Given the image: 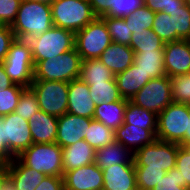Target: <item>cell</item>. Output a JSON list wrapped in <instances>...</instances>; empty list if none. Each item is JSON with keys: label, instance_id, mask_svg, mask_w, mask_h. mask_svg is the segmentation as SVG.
I'll use <instances>...</instances> for the list:
<instances>
[{"label": "cell", "instance_id": "42", "mask_svg": "<svg viewBox=\"0 0 190 190\" xmlns=\"http://www.w3.org/2000/svg\"><path fill=\"white\" fill-rule=\"evenodd\" d=\"M153 190H188L181 186V177L179 171L173 168L166 172L163 178L157 183Z\"/></svg>", "mask_w": 190, "mask_h": 190}, {"label": "cell", "instance_id": "24", "mask_svg": "<svg viewBox=\"0 0 190 190\" xmlns=\"http://www.w3.org/2000/svg\"><path fill=\"white\" fill-rule=\"evenodd\" d=\"M118 90L122 98L131 100L151 78L133 63L125 71L115 75Z\"/></svg>", "mask_w": 190, "mask_h": 190}, {"label": "cell", "instance_id": "31", "mask_svg": "<svg viewBox=\"0 0 190 190\" xmlns=\"http://www.w3.org/2000/svg\"><path fill=\"white\" fill-rule=\"evenodd\" d=\"M90 96L92 101L98 105L115 101H120L122 99L116 80H110L105 83H94V85H89Z\"/></svg>", "mask_w": 190, "mask_h": 190}, {"label": "cell", "instance_id": "48", "mask_svg": "<svg viewBox=\"0 0 190 190\" xmlns=\"http://www.w3.org/2000/svg\"><path fill=\"white\" fill-rule=\"evenodd\" d=\"M97 17L104 16L109 11V0H88Z\"/></svg>", "mask_w": 190, "mask_h": 190}, {"label": "cell", "instance_id": "17", "mask_svg": "<svg viewBox=\"0 0 190 190\" xmlns=\"http://www.w3.org/2000/svg\"><path fill=\"white\" fill-rule=\"evenodd\" d=\"M103 190H136L134 164H116L102 171Z\"/></svg>", "mask_w": 190, "mask_h": 190}, {"label": "cell", "instance_id": "21", "mask_svg": "<svg viewBox=\"0 0 190 190\" xmlns=\"http://www.w3.org/2000/svg\"><path fill=\"white\" fill-rule=\"evenodd\" d=\"M95 162V150L84 139L62 148L63 175L66 171Z\"/></svg>", "mask_w": 190, "mask_h": 190}, {"label": "cell", "instance_id": "43", "mask_svg": "<svg viewBox=\"0 0 190 190\" xmlns=\"http://www.w3.org/2000/svg\"><path fill=\"white\" fill-rule=\"evenodd\" d=\"M184 4V0H144V6L153 12H164L169 15L172 11L181 9Z\"/></svg>", "mask_w": 190, "mask_h": 190}, {"label": "cell", "instance_id": "3", "mask_svg": "<svg viewBox=\"0 0 190 190\" xmlns=\"http://www.w3.org/2000/svg\"><path fill=\"white\" fill-rule=\"evenodd\" d=\"M51 10L53 25L74 33L97 18L88 0H55Z\"/></svg>", "mask_w": 190, "mask_h": 190}, {"label": "cell", "instance_id": "27", "mask_svg": "<svg viewBox=\"0 0 190 190\" xmlns=\"http://www.w3.org/2000/svg\"><path fill=\"white\" fill-rule=\"evenodd\" d=\"M79 78L88 86L94 83H105L110 80H116L115 75L99 60H82Z\"/></svg>", "mask_w": 190, "mask_h": 190}, {"label": "cell", "instance_id": "36", "mask_svg": "<svg viewBox=\"0 0 190 190\" xmlns=\"http://www.w3.org/2000/svg\"><path fill=\"white\" fill-rule=\"evenodd\" d=\"M25 87L13 84L6 89L0 88V117L15 111L19 98Z\"/></svg>", "mask_w": 190, "mask_h": 190}, {"label": "cell", "instance_id": "4", "mask_svg": "<svg viewBox=\"0 0 190 190\" xmlns=\"http://www.w3.org/2000/svg\"><path fill=\"white\" fill-rule=\"evenodd\" d=\"M2 64L14 84L30 87L34 81L35 63L28 40L15 38Z\"/></svg>", "mask_w": 190, "mask_h": 190}, {"label": "cell", "instance_id": "20", "mask_svg": "<svg viewBox=\"0 0 190 190\" xmlns=\"http://www.w3.org/2000/svg\"><path fill=\"white\" fill-rule=\"evenodd\" d=\"M135 52L127 45L112 42L99 60L114 74L125 71L134 63Z\"/></svg>", "mask_w": 190, "mask_h": 190}, {"label": "cell", "instance_id": "25", "mask_svg": "<svg viewBox=\"0 0 190 190\" xmlns=\"http://www.w3.org/2000/svg\"><path fill=\"white\" fill-rule=\"evenodd\" d=\"M127 99L96 105L93 119L102 122L106 127L116 130L124 123Z\"/></svg>", "mask_w": 190, "mask_h": 190}, {"label": "cell", "instance_id": "45", "mask_svg": "<svg viewBox=\"0 0 190 190\" xmlns=\"http://www.w3.org/2000/svg\"><path fill=\"white\" fill-rule=\"evenodd\" d=\"M15 34L11 26H5L0 29V63H2L8 54L11 43L15 40Z\"/></svg>", "mask_w": 190, "mask_h": 190}, {"label": "cell", "instance_id": "41", "mask_svg": "<svg viewBox=\"0 0 190 190\" xmlns=\"http://www.w3.org/2000/svg\"><path fill=\"white\" fill-rule=\"evenodd\" d=\"M181 177V186L190 190V146H180L176 157V167Z\"/></svg>", "mask_w": 190, "mask_h": 190}, {"label": "cell", "instance_id": "28", "mask_svg": "<svg viewBox=\"0 0 190 190\" xmlns=\"http://www.w3.org/2000/svg\"><path fill=\"white\" fill-rule=\"evenodd\" d=\"M158 115L127 100L124 122L145 130H157Z\"/></svg>", "mask_w": 190, "mask_h": 190}, {"label": "cell", "instance_id": "49", "mask_svg": "<svg viewBox=\"0 0 190 190\" xmlns=\"http://www.w3.org/2000/svg\"><path fill=\"white\" fill-rule=\"evenodd\" d=\"M10 77L6 74L3 64L0 63V88L6 89L13 85Z\"/></svg>", "mask_w": 190, "mask_h": 190}, {"label": "cell", "instance_id": "44", "mask_svg": "<svg viewBox=\"0 0 190 190\" xmlns=\"http://www.w3.org/2000/svg\"><path fill=\"white\" fill-rule=\"evenodd\" d=\"M22 0H0V19L7 26H11L19 10Z\"/></svg>", "mask_w": 190, "mask_h": 190}, {"label": "cell", "instance_id": "1", "mask_svg": "<svg viewBox=\"0 0 190 190\" xmlns=\"http://www.w3.org/2000/svg\"><path fill=\"white\" fill-rule=\"evenodd\" d=\"M53 26L51 5L35 0H22L11 29L16 38L28 40Z\"/></svg>", "mask_w": 190, "mask_h": 190}, {"label": "cell", "instance_id": "32", "mask_svg": "<svg viewBox=\"0 0 190 190\" xmlns=\"http://www.w3.org/2000/svg\"><path fill=\"white\" fill-rule=\"evenodd\" d=\"M101 18L107 25L112 42L130 45L132 33L129 24H126L125 18L111 16H102Z\"/></svg>", "mask_w": 190, "mask_h": 190}, {"label": "cell", "instance_id": "46", "mask_svg": "<svg viewBox=\"0 0 190 190\" xmlns=\"http://www.w3.org/2000/svg\"><path fill=\"white\" fill-rule=\"evenodd\" d=\"M35 190H65L63 176L46 175Z\"/></svg>", "mask_w": 190, "mask_h": 190}, {"label": "cell", "instance_id": "2", "mask_svg": "<svg viewBox=\"0 0 190 190\" xmlns=\"http://www.w3.org/2000/svg\"><path fill=\"white\" fill-rule=\"evenodd\" d=\"M81 56L76 48L47 60L36 61L34 80L70 82L80 76Z\"/></svg>", "mask_w": 190, "mask_h": 190}, {"label": "cell", "instance_id": "30", "mask_svg": "<svg viewBox=\"0 0 190 190\" xmlns=\"http://www.w3.org/2000/svg\"><path fill=\"white\" fill-rule=\"evenodd\" d=\"M129 47L134 52L164 50V42L152 29H146V31H136L132 33Z\"/></svg>", "mask_w": 190, "mask_h": 190}, {"label": "cell", "instance_id": "18", "mask_svg": "<svg viewBox=\"0 0 190 190\" xmlns=\"http://www.w3.org/2000/svg\"><path fill=\"white\" fill-rule=\"evenodd\" d=\"M29 125L33 143H56L58 117L40 109L29 119Z\"/></svg>", "mask_w": 190, "mask_h": 190}, {"label": "cell", "instance_id": "16", "mask_svg": "<svg viewBox=\"0 0 190 190\" xmlns=\"http://www.w3.org/2000/svg\"><path fill=\"white\" fill-rule=\"evenodd\" d=\"M68 98V113L93 119L96 104L90 96L89 86L83 80L77 78L69 82Z\"/></svg>", "mask_w": 190, "mask_h": 190}, {"label": "cell", "instance_id": "19", "mask_svg": "<svg viewBox=\"0 0 190 190\" xmlns=\"http://www.w3.org/2000/svg\"><path fill=\"white\" fill-rule=\"evenodd\" d=\"M157 130H145L126 124L125 122L115 130V141L130 149L133 153L141 147L153 143Z\"/></svg>", "mask_w": 190, "mask_h": 190}, {"label": "cell", "instance_id": "50", "mask_svg": "<svg viewBox=\"0 0 190 190\" xmlns=\"http://www.w3.org/2000/svg\"><path fill=\"white\" fill-rule=\"evenodd\" d=\"M9 178L8 164H0V190H2L4 182Z\"/></svg>", "mask_w": 190, "mask_h": 190}, {"label": "cell", "instance_id": "7", "mask_svg": "<svg viewBox=\"0 0 190 190\" xmlns=\"http://www.w3.org/2000/svg\"><path fill=\"white\" fill-rule=\"evenodd\" d=\"M18 158L35 171L48 176H63L62 148L57 143H33Z\"/></svg>", "mask_w": 190, "mask_h": 190}, {"label": "cell", "instance_id": "12", "mask_svg": "<svg viewBox=\"0 0 190 190\" xmlns=\"http://www.w3.org/2000/svg\"><path fill=\"white\" fill-rule=\"evenodd\" d=\"M2 120L4 121L5 145L14 157H18L33 144L29 121L15 112L2 116Z\"/></svg>", "mask_w": 190, "mask_h": 190}, {"label": "cell", "instance_id": "53", "mask_svg": "<svg viewBox=\"0 0 190 190\" xmlns=\"http://www.w3.org/2000/svg\"><path fill=\"white\" fill-rule=\"evenodd\" d=\"M35 1L51 5L55 0H35Z\"/></svg>", "mask_w": 190, "mask_h": 190}, {"label": "cell", "instance_id": "40", "mask_svg": "<svg viewBox=\"0 0 190 190\" xmlns=\"http://www.w3.org/2000/svg\"><path fill=\"white\" fill-rule=\"evenodd\" d=\"M144 5V0H109V11L104 16L126 17Z\"/></svg>", "mask_w": 190, "mask_h": 190}, {"label": "cell", "instance_id": "37", "mask_svg": "<svg viewBox=\"0 0 190 190\" xmlns=\"http://www.w3.org/2000/svg\"><path fill=\"white\" fill-rule=\"evenodd\" d=\"M173 102L190 105V73L171 77Z\"/></svg>", "mask_w": 190, "mask_h": 190}, {"label": "cell", "instance_id": "38", "mask_svg": "<svg viewBox=\"0 0 190 190\" xmlns=\"http://www.w3.org/2000/svg\"><path fill=\"white\" fill-rule=\"evenodd\" d=\"M152 30L164 43L173 42V17L164 12H156Z\"/></svg>", "mask_w": 190, "mask_h": 190}, {"label": "cell", "instance_id": "14", "mask_svg": "<svg viewBox=\"0 0 190 190\" xmlns=\"http://www.w3.org/2000/svg\"><path fill=\"white\" fill-rule=\"evenodd\" d=\"M164 68L170 78L190 73V40L164 43Z\"/></svg>", "mask_w": 190, "mask_h": 190}, {"label": "cell", "instance_id": "29", "mask_svg": "<svg viewBox=\"0 0 190 190\" xmlns=\"http://www.w3.org/2000/svg\"><path fill=\"white\" fill-rule=\"evenodd\" d=\"M84 140L96 151L115 141V130L92 119Z\"/></svg>", "mask_w": 190, "mask_h": 190}, {"label": "cell", "instance_id": "54", "mask_svg": "<svg viewBox=\"0 0 190 190\" xmlns=\"http://www.w3.org/2000/svg\"><path fill=\"white\" fill-rule=\"evenodd\" d=\"M184 3L190 9V0H184Z\"/></svg>", "mask_w": 190, "mask_h": 190}, {"label": "cell", "instance_id": "35", "mask_svg": "<svg viewBox=\"0 0 190 190\" xmlns=\"http://www.w3.org/2000/svg\"><path fill=\"white\" fill-rule=\"evenodd\" d=\"M38 110H40V107L34 91L30 87L25 88L14 112L21 118L29 121Z\"/></svg>", "mask_w": 190, "mask_h": 190}, {"label": "cell", "instance_id": "23", "mask_svg": "<svg viewBox=\"0 0 190 190\" xmlns=\"http://www.w3.org/2000/svg\"><path fill=\"white\" fill-rule=\"evenodd\" d=\"M102 171L116 164H134V153L114 141L95 151V162Z\"/></svg>", "mask_w": 190, "mask_h": 190}, {"label": "cell", "instance_id": "51", "mask_svg": "<svg viewBox=\"0 0 190 190\" xmlns=\"http://www.w3.org/2000/svg\"><path fill=\"white\" fill-rule=\"evenodd\" d=\"M2 190H16V187L10 178L4 182Z\"/></svg>", "mask_w": 190, "mask_h": 190}, {"label": "cell", "instance_id": "13", "mask_svg": "<svg viewBox=\"0 0 190 190\" xmlns=\"http://www.w3.org/2000/svg\"><path fill=\"white\" fill-rule=\"evenodd\" d=\"M92 118L82 117L66 112L58 117L56 143L65 148L83 140L87 134Z\"/></svg>", "mask_w": 190, "mask_h": 190}, {"label": "cell", "instance_id": "22", "mask_svg": "<svg viewBox=\"0 0 190 190\" xmlns=\"http://www.w3.org/2000/svg\"><path fill=\"white\" fill-rule=\"evenodd\" d=\"M8 169L9 178L15 185L16 190H35L46 176L26 166L18 157H15L8 164Z\"/></svg>", "mask_w": 190, "mask_h": 190}, {"label": "cell", "instance_id": "11", "mask_svg": "<svg viewBox=\"0 0 190 190\" xmlns=\"http://www.w3.org/2000/svg\"><path fill=\"white\" fill-rule=\"evenodd\" d=\"M130 101L158 115L173 102L170 77L151 79Z\"/></svg>", "mask_w": 190, "mask_h": 190}, {"label": "cell", "instance_id": "6", "mask_svg": "<svg viewBox=\"0 0 190 190\" xmlns=\"http://www.w3.org/2000/svg\"><path fill=\"white\" fill-rule=\"evenodd\" d=\"M34 63L57 57L75 48V33L53 26L46 32L28 39Z\"/></svg>", "mask_w": 190, "mask_h": 190}, {"label": "cell", "instance_id": "15", "mask_svg": "<svg viewBox=\"0 0 190 190\" xmlns=\"http://www.w3.org/2000/svg\"><path fill=\"white\" fill-rule=\"evenodd\" d=\"M63 179L65 190H103V173L95 163L66 171Z\"/></svg>", "mask_w": 190, "mask_h": 190}, {"label": "cell", "instance_id": "8", "mask_svg": "<svg viewBox=\"0 0 190 190\" xmlns=\"http://www.w3.org/2000/svg\"><path fill=\"white\" fill-rule=\"evenodd\" d=\"M180 145L156 139L134 153L135 169H162L166 172L176 167Z\"/></svg>", "mask_w": 190, "mask_h": 190}, {"label": "cell", "instance_id": "34", "mask_svg": "<svg viewBox=\"0 0 190 190\" xmlns=\"http://www.w3.org/2000/svg\"><path fill=\"white\" fill-rule=\"evenodd\" d=\"M155 15V12L143 5L124 18L126 24H129L130 32L133 33L152 29Z\"/></svg>", "mask_w": 190, "mask_h": 190}, {"label": "cell", "instance_id": "52", "mask_svg": "<svg viewBox=\"0 0 190 190\" xmlns=\"http://www.w3.org/2000/svg\"><path fill=\"white\" fill-rule=\"evenodd\" d=\"M190 146V118L187 124V131L185 133V147Z\"/></svg>", "mask_w": 190, "mask_h": 190}, {"label": "cell", "instance_id": "26", "mask_svg": "<svg viewBox=\"0 0 190 190\" xmlns=\"http://www.w3.org/2000/svg\"><path fill=\"white\" fill-rule=\"evenodd\" d=\"M134 64L151 79L166 75L164 68V50L135 52Z\"/></svg>", "mask_w": 190, "mask_h": 190}, {"label": "cell", "instance_id": "33", "mask_svg": "<svg viewBox=\"0 0 190 190\" xmlns=\"http://www.w3.org/2000/svg\"><path fill=\"white\" fill-rule=\"evenodd\" d=\"M170 17H173V42L190 40V9L184 4L172 11Z\"/></svg>", "mask_w": 190, "mask_h": 190}, {"label": "cell", "instance_id": "39", "mask_svg": "<svg viewBox=\"0 0 190 190\" xmlns=\"http://www.w3.org/2000/svg\"><path fill=\"white\" fill-rule=\"evenodd\" d=\"M136 186L139 190H153L166 174L162 169H135Z\"/></svg>", "mask_w": 190, "mask_h": 190}, {"label": "cell", "instance_id": "9", "mask_svg": "<svg viewBox=\"0 0 190 190\" xmlns=\"http://www.w3.org/2000/svg\"><path fill=\"white\" fill-rule=\"evenodd\" d=\"M111 43L107 25L101 17L75 33V48L82 60L99 58Z\"/></svg>", "mask_w": 190, "mask_h": 190}, {"label": "cell", "instance_id": "10", "mask_svg": "<svg viewBox=\"0 0 190 190\" xmlns=\"http://www.w3.org/2000/svg\"><path fill=\"white\" fill-rule=\"evenodd\" d=\"M68 82L34 80L30 88L34 91L39 107L49 115L60 117L67 112Z\"/></svg>", "mask_w": 190, "mask_h": 190}, {"label": "cell", "instance_id": "5", "mask_svg": "<svg viewBox=\"0 0 190 190\" xmlns=\"http://www.w3.org/2000/svg\"><path fill=\"white\" fill-rule=\"evenodd\" d=\"M190 105L172 102L158 114L156 138L185 147Z\"/></svg>", "mask_w": 190, "mask_h": 190}, {"label": "cell", "instance_id": "55", "mask_svg": "<svg viewBox=\"0 0 190 190\" xmlns=\"http://www.w3.org/2000/svg\"><path fill=\"white\" fill-rule=\"evenodd\" d=\"M6 26V24H4V22L0 19V29H3Z\"/></svg>", "mask_w": 190, "mask_h": 190}, {"label": "cell", "instance_id": "47", "mask_svg": "<svg viewBox=\"0 0 190 190\" xmlns=\"http://www.w3.org/2000/svg\"><path fill=\"white\" fill-rule=\"evenodd\" d=\"M14 158L5 145L4 121L0 117V164H9Z\"/></svg>", "mask_w": 190, "mask_h": 190}]
</instances>
